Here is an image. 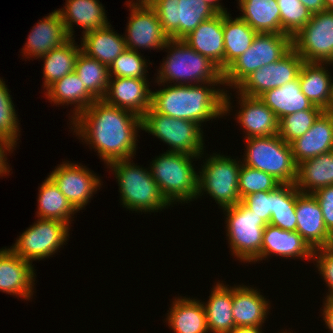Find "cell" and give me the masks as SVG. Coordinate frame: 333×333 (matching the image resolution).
I'll use <instances>...</instances> for the list:
<instances>
[{
    "instance_id": "8d00e7d4",
    "label": "cell",
    "mask_w": 333,
    "mask_h": 333,
    "mask_svg": "<svg viewBox=\"0 0 333 333\" xmlns=\"http://www.w3.org/2000/svg\"><path fill=\"white\" fill-rule=\"evenodd\" d=\"M81 51V45H77L74 38H71L59 48L50 50L45 56L40 58L44 61V91L55 81L74 72L76 59Z\"/></svg>"
},
{
    "instance_id": "cb8c5ba5",
    "label": "cell",
    "mask_w": 333,
    "mask_h": 333,
    "mask_svg": "<svg viewBox=\"0 0 333 333\" xmlns=\"http://www.w3.org/2000/svg\"><path fill=\"white\" fill-rule=\"evenodd\" d=\"M260 289L245 285L232 286V314L235 327L263 326L268 318L270 302Z\"/></svg>"
},
{
    "instance_id": "d590c367",
    "label": "cell",
    "mask_w": 333,
    "mask_h": 333,
    "mask_svg": "<svg viewBox=\"0 0 333 333\" xmlns=\"http://www.w3.org/2000/svg\"><path fill=\"white\" fill-rule=\"evenodd\" d=\"M37 218L54 219L71 225L78 212L48 176L39 187Z\"/></svg>"
},
{
    "instance_id": "e0dca14e",
    "label": "cell",
    "mask_w": 333,
    "mask_h": 333,
    "mask_svg": "<svg viewBox=\"0 0 333 333\" xmlns=\"http://www.w3.org/2000/svg\"><path fill=\"white\" fill-rule=\"evenodd\" d=\"M34 268L10 248L0 249V291L30 300L36 280Z\"/></svg>"
},
{
    "instance_id": "ac0fdd59",
    "label": "cell",
    "mask_w": 333,
    "mask_h": 333,
    "mask_svg": "<svg viewBox=\"0 0 333 333\" xmlns=\"http://www.w3.org/2000/svg\"><path fill=\"white\" fill-rule=\"evenodd\" d=\"M149 87L148 78H110L103 100L141 117L151 107L152 91Z\"/></svg>"
},
{
    "instance_id": "6f0895ef",
    "label": "cell",
    "mask_w": 333,
    "mask_h": 333,
    "mask_svg": "<svg viewBox=\"0 0 333 333\" xmlns=\"http://www.w3.org/2000/svg\"><path fill=\"white\" fill-rule=\"evenodd\" d=\"M285 331H286V332H285ZM285 331L283 330V332H281V333H289V332H287V330H285ZM279 333H280V332H279ZM290 333H291V331H290Z\"/></svg>"
},
{
    "instance_id": "5b68a950",
    "label": "cell",
    "mask_w": 333,
    "mask_h": 333,
    "mask_svg": "<svg viewBox=\"0 0 333 333\" xmlns=\"http://www.w3.org/2000/svg\"><path fill=\"white\" fill-rule=\"evenodd\" d=\"M202 156L166 151L150 163V173L171 205L197 199L198 173L192 163Z\"/></svg>"
},
{
    "instance_id": "ba28073f",
    "label": "cell",
    "mask_w": 333,
    "mask_h": 333,
    "mask_svg": "<svg viewBox=\"0 0 333 333\" xmlns=\"http://www.w3.org/2000/svg\"><path fill=\"white\" fill-rule=\"evenodd\" d=\"M201 126L190 120L162 115L151 107L141 116V130L170 146L167 152L185 153L191 156L204 154Z\"/></svg>"
},
{
    "instance_id": "1f68e13d",
    "label": "cell",
    "mask_w": 333,
    "mask_h": 333,
    "mask_svg": "<svg viewBox=\"0 0 333 333\" xmlns=\"http://www.w3.org/2000/svg\"><path fill=\"white\" fill-rule=\"evenodd\" d=\"M214 285L209 300L203 303L207 326L210 333H230L235 328L232 314V287L220 281Z\"/></svg>"
},
{
    "instance_id": "f546056e",
    "label": "cell",
    "mask_w": 333,
    "mask_h": 333,
    "mask_svg": "<svg viewBox=\"0 0 333 333\" xmlns=\"http://www.w3.org/2000/svg\"><path fill=\"white\" fill-rule=\"evenodd\" d=\"M45 98L55 105H74L71 121L86 110L97 100L82 84V81L74 72L65 75L55 81L45 91Z\"/></svg>"
},
{
    "instance_id": "836d02e7",
    "label": "cell",
    "mask_w": 333,
    "mask_h": 333,
    "mask_svg": "<svg viewBox=\"0 0 333 333\" xmlns=\"http://www.w3.org/2000/svg\"><path fill=\"white\" fill-rule=\"evenodd\" d=\"M238 4L242 12L239 17L257 33L285 34L276 0H240Z\"/></svg>"
},
{
    "instance_id": "d6986e66",
    "label": "cell",
    "mask_w": 333,
    "mask_h": 333,
    "mask_svg": "<svg viewBox=\"0 0 333 333\" xmlns=\"http://www.w3.org/2000/svg\"><path fill=\"white\" fill-rule=\"evenodd\" d=\"M296 231L315 250L332 244L333 235L327 230L321 207L313 194L297 189Z\"/></svg>"
},
{
    "instance_id": "d4e9b609",
    "label": "cell",
    "mask_w": 333,
    "mask_h": 333,
    "mask_svg": "<svg viewBox=\"0 0 333 333\" xmlns=\"http://www.w3.org/2000/svg\"><path fill=\"white\" fill-rule=\"evenodd\" d=\"M183 41L224 72L223 13L203 21Z\"/></svg>"
},
{
    "instance_id": "8fae6325",
    "label": "cell",
    "mask_w": 333,
    "mask_h": 333,
    "mask_svg": "<svg viewBox=\"0 0 333 333\" xmlns=\"http://www.w3.org/2000/svg\"><path fill=\"white\" fill-rule=\"evenodd\" d=\"M164 33L169 39L183 40L203 21L218 13L203 0H152Z\"/></svg>"
},
{
    "instance_id": "681fc988",
    "label": "cell",
    "mask_w": 333,
    "mask_h": 333,
    "mask_svg": "<svg viewBox=\"0 0 333 333\" xmlns=\"http://www.w3.org/2000/svg\"><path fill=\"white\" fill-rule=\"evenodd\" d=\"M322 316L326 327L333 333V299H324Z\"/></svg>"
},
{
    "instance_id": "816d5d0a",
    "label": "cell",
    "mask_w": 333,
    "mask_h": 333,
    "mask_svg": "<svg viewBox=\"0 0 333 333\" xmlns=\"http://www.w3.org/2000/svg\"><path fill=\"white\" fill-rule=\"evenodd\" d=\"M262 326L235 327L230 333H262Z\"/></svg>"
},
{
    "instance_id": "ab89813d",
    "label": "cell",
    "mask_w": 333,
    "mask_h": 333,
    "mask_svg": "<svg viewBox=\"0 0 333 333\" xmlns=\"http://www.w3.org/2000/svg\"><path fill=\"white\" fill-rule=\"evenodd\" d=\"M324 110H304L282 117L278 135L288 144L304 135Z\"/></svg>"
},
{
    "instance_id": "7bdbcfd3",
    "label": "cell",
    "mask_w": 333,
    "mask_h": 333,
    "mask_svg": "<svg viewBox=\"0 0 333 333\" xmlns=\"http://www.w3.org/2000/svg\"><path fill=\"white\" fill-rule=\"evenodd\" d=\"M238 180V190L241 200L252 193L271 191L281 184L268 173L248 167L242 163Z\"/></svg>"
},
{
    "instance_id": "44dd1931",
    "label": "cell",
    "mask_w": 333,
    "mask_h": 333,
    "mask_svg": "<svg viewBox=\"0 0 333 333\" xmlns=\"http://www.w3.org/2000/svg\"><path fill=\"white\" fill-rule=\"evenodd\" d=\"M314 250L303 239L297 231L283 230L279 227L267 224L263 233V241L260 254L252 261L265 260L270 256H280L282 258L301 257L306 260H313ZM265 258V259H264Z\"/></svg>"
},
{
    "instance_id": "f6af8a7d",
    "label": "cell",
    "mask_w": 333,
    "mask_h": 333,
    "mask_svg": "<svg viewBox=\"0 0 333 333\" xmlns=\"http://www.w3.org/2000/svg\"><path fill=\"white\" fill-rule=\"evenodd\" d=\"M313 261L328 287L325 299H333V244L314 250Z\"/></svg>"
},
{
    "instance_id": "484cf974",
    "label": "cell",
    "mask_w": 333,
    "mask_h": 333,
    "mask_svg": "<svg viewBox=\"0 0 333 333\" xmlns=\"http://www.w3.org/2000/svg\"><path fill=\"white\" fill-rule=\"evenodd\" d=\"M63 7V9L57 10L62 17L68 35L72 39L75 32L73 30L74 24L84 29L83 35L110 24L105 8L99 0H66Z\"/></svg>"
},
{
    "instance_id": "f907efd6",
    "label": "cell",
    "mask_w": 333,
    "mask_h": 333,
    "mask_svg": "<svg viewBox=\"0 0 333 333\" xmlns=\"http://www.w3.org/2000/svg\"><path fill=\"white\" fill-rule=\"evenodd\" d=\"M304 7H306L311 14L326 11L324 0H299Z\"/></svg>"
},
{
    "instance_id": "f35d334b",
    "label": "cell",
    "mask_w": 333,
    "mask_h": 333,
    "mask_svg": "<svg viewBox=\"0 0 333 333\" xmlns=\"http://www.w3.org/2000/svg\"><path fill=\"white\" fill-rule=\"evenodd\" d=\"M297 188L294 184H280L273 189V214L270 225L296 231Z\"/></svg>"
},
{
    "instance_id": "6da1fadb",
    "label": "cell",
    "mask_w": 333,
    "mask_h": 333,
    "mask_svg": "<svg viewBox=\"0 0 333 333\" xmlns=\"http://www.w3.org/2000/svg\"><path fill=\"white\" fill-rule=\"evenodd\" d=\"M70 125H73L70 129L76 136L92 146L106 165L136 155L141 117L131 111L99 99L74 118Z\"/></svg>"
},
{
    "instance_id": "11a10c76",
    "label": "cell",
    "mask_w": 333,
    "mask_h": 333,
    "mask_svg": "<svg viewBox=\"0 0 333 333\" xmlns=\"http://www.w3.org/2000/svg\"><path fill=\"white\" fill-rule=\"evenodd\" d=\"M152 0H136V2L133 0H129L128 2H126V4H149Z\"/></svg>"
},
{
    "instance_id": "ee69618b",
    "label": "cell",
    "mask_w": 333,
    "mask_h": 333,
    "mask_svg": "<svg viewBox=\"0 0 333 333\" xmlns=\"http://www.w3.org/2000/svg\"><path fill=\"white\" fill-rule=\"evenodd\" d=\"M5 81L0 77V136L17 146L19 140V120Z\"/></svg>"
},
{
    "instance_id": "30bf717a",
    "label": "cell",
    "mask_w": 333,
    "mask_h": 333,
    "mask_svg": "<svg viewBox=\"0 0 333 333\" xmlns=\"http://www.w3.org/2000/svg\"><path fill=\"white\" fill-rule=\"evenodd\" d=\"M222 210L227 216L226 236L231 254L241 262H252L261 252L263 233L267 223L241 201Z\"/></svg>"
},
{
    "instance_id": "ffe728a7",
    "label": "cell",
    "mask_w": 333,
    "mask_h": 333,
    "mask_svg": "<svg viewBox=\"0 0 333 333\" xmlns=\"http://www.w3.org/2000/svg\"><path fill=\"white\" fill-rule=\"evenodd\" d=\"M43 18L32 27L27 42L21 48L23 57L40 59L50 50L59 48L71 39L58 10Z\"/></svg>"
},
{
    "instance_id": "b9f144b4",
    "label": "cell",
    "mask_w": 333,
    "mask_h": 333,
    "mask_svg": "<svg viewBox=\"0 0 333 333\" xmlns=\"http://www.w3.org/2000/svg\"><path fill=\"white\" fill-rule=\"evenodd\" d=\"M280 8L281 28L292 38L310 21L312 14L299 0H276Z\"/></svg>"
},
{
    "instance_id": "f5cc1de1",
    "label": "cell",
    "mask_w": 333,
    "mask_h": 333,
    "mask_svg": "<svg viewBox=\"0 0 333 333\" xmlns=\"http://www.w3.org/2000/svg\"><path fill=\"white\" fill-rule=\"evenodd\" d=\"M206 4H208L210 7H212L217 13H228L226 8L224 6H221V3H219V0H203Z\"/></svg>"
},
{
    "instance_id": "9f6ffc18",
    "label": "cell",
    "mask_w": 333,
    "mask_h": 333,
    "mask_svg": "<svg viewBox=\"0 0 333 333\" xmlns=\"http://www.w3.org/2000/svg\"><path fill=\"white\" fill-rule=\"evenodd\" d=\"M326 11H333V0H324Z\"/></svg>"
},
{
    "instance_id": "3957f363",
    "label": "cell",
    "mask_w": 333,
    "mask_h": 333,
    "mask_svg": "<svg viewBox=\"0 0 333 333\" xmlns=\"http://www.w3.org/2000/svg\"><path fill=\"white\" fill-rule=\"evenodd\" d=\"M164 48L168 55L159 67L158 85H194L223 82V72L209 58L201 55L183 40L169 39ZM170 50V51H169ZM169 82V83H168Z\"/></svg>"
},
{
    "instance_id": "d6a6232c",
    "label": "cell",
    "mask_w": 333,
    "mask_h": 333,
    "mask_svg": "<svg viewBox=\"0 0 333 333\" xmlns=\"http://www.w3.org/2000/svg\"><path fill=\"white\" fill-rule=\"evenodd\" d=\"M326 67V63L304 62L298 78L301 91L310 102L329 112L332 76Z\"/></svg>"
},
{
    "instance_id": "5bb4252c",
    "label": "cell",
    "mask_w": 333,
    "mask_h": 333,
    "mask_svg": "<svg viewBox=\"0 0 333 333\" xmlns=\"http://www.w3.org/2000/svg\"><path fill=\"white\" fill-rule=\"evenodd\" d=\"M303 58L292 48L284 57L262 66L249 75L236 89L249 97H259L264 92L283 86L298 78Z\"/></svg>"
},
{
    "instance_id": "7402d4cb",
    "label": "cell",
    "mask_w": 333,
    "mask_h": 333,
    "mask_svg": "<svg viewBox=\"0 0 333 333\" xmlns=\"http://www.w3.org/2000/svg\"><path fill=\"white\" fill-rule=\"evenodd\" d=\"M240 110L235 119L242 125L245 138L266 137L278 134L279 120L259 97H249L238 91ZM237 117V118H236Z\"/></svg>"
},
{
    "instance_id": "e575fe53",
    "label": "cell",
    "mask_w": 333,
    "mask_h": 333,
    "mask_svg": "<svg viewBox=\"0 0 333 333\" xmlns=\"http://www.w3.org/2000/svg\"><path fill=\"white\" fill-rule=\"evenodd\" d=\"M223 13L224 71L250 46L257 32L239 16Z\"/></svg>"
},
{
    "instance_id": "7a4b0ae2",
    "label": "cell",
    "mask_w": 333,
    "mask_h": 333,
    "mask_svg": "<svg viewBox=\"0 0 333 333\" xmlns=\"http://www.w3.org/2000/svg\"><path fill=\"white\" fill-rule=\"evenodd\" d=\"M166 85H163V89L152 91L151 97V108L165 116L202 125L211 119L227 115L233 107L228 91L224 88L216 89L218 85L224 86L223 82Z\"/></svg>"
},
{
    "instance_id": "bcb514c9",
    "label": "cell",
    "mask_w": 333,
    "mask_h": 333,
    "mask_svg": "<svg viewBox=\"0 0 333 333\" xmlns=\"http://www.w3.org/2000/svg\"><path fill=\"white\" fill-rule=\"evenodd\" d=\"M241 202L265 223H270L273 214V190L249 194Z\"/></svg>"
},
{
    "instance_id": "277c9868",
    "label": "cell",
    "mask_w": 333,
    "mask_h": 333,
    "mask_svg": "<svg viewBox=\"0 0 333 333\" xmlns=\"http://www.w3.org/2000/svg\"><path fill=\"white\" fill-rule=\"evenodd\" d=\"M132 158L111 162L107 168L112 169L118 181L120 203L131 211L158 212L170 207V203L161 193L150 170L137 166Z\"/></svg>"
},
{
    "instance_id": "c3c4849f",
    "label": "cell",
    "mask_w": 333,
    "mask_h": 333,
    "mask_svg": "<svg viewBox=\"0 0 333 333\" xmlns=\"http://www.w3.org/2000/svg\"><path fill=\"white\" fill-rule=\"evenodd\" d=\"M16 145L11 141L7 140L5 137L0 136V177L8 175L11 171L10 166L7 161V154L13 152ZM8 152V153H7Z\"/></svg>"
},
{
    "instance_id": "74e56055",
    "label": "cell",
    "mask_w": 333,
    "mask_h": 333,
    "mask_svg": "<svg viewBox=\"0 0 333 333\" xmlns=\"http://www.w3.org/2000/svg\"><path fill=\"white\" fill-rule=\"evenodd\" d=\"M75 73L85 88L97 99H103L109 85V67L88 57L82 51L75 63Z\"/></svg>"
},
{
    "instance_id": "9a60e30c",
    "label": "cell",
    "mask_w": 333,
    "mask_h": 333,
    "mask_svg": "<svg viewBox=\"0 0 333 333\" xmlns=\"http://www.w3.org/2000/svg\"><path fill=\"white\" fill-rule=\"evenodd\" d=\"M48 176L77 211L85 208L93 194L102 187L100 177L80 163L64 161Z\"/></svg>"
},
{
    "instance_id": "7dc6e473",
    "label": "cell",
    "mask_w": 333,
    "mask_h": 333,
    "mask_svg": "<svg viewBox=\"0 0 333 333\" xmlns=\"http://www.w3.org/2000/svg\"><path fill=\"white\" fill-rule=\"evenodd\" d=\"M313 195L321 207L324 224L333 235V185L320 188Z\"/></svg>"
},
{
    "instance_id": "8992f818",
    "label": "cell",
    "mask_w": 333,
    "mask_h": 333,
    "mask_svg": "<svg viewBox=\"0 0 333 333\" xmlns=\"http://www.w3.org/2000/svg\"><path fill=\"white\" fill-rule=\"evenodd\" d=\"M246 140L242 164L264 171L281 184H294L297 164L290 144L278 134L266 137H252Z\"/></svg>"
},
{
    "instance_id": "4dcf8cb0",
    "label": "cell",
    "mask_w": 333,
    "mask_h": 333,
    "mask_svg": "<svg viewBox=\"0 0 333 333\" xmlns=\"http://www.w3.org/2000/svg\"><path fill=\"white\" fill-rule=\"evenodd\" d=\"M295 187L306 194L333 185V151L307 159L297 165Z\"/></svg>"
},
{
    "instance_id": "83f0119b",
    "label": "cell",
    "mask_w": 333,
    "mask_h": 333,
    "mask_svg": "<svg viewBox=\"0 0 333 333\" xmlns=\"http://www.w3.org/2000/svg\"><path fill=\"white\" fill-rule=\"evenodd\" d=\"M259 99L275 113L278 120L304 110H323L313 105L302 93L299 78L264 92Z\"/></svg>"
},
{
    "instance_id": "4fadbf2b",
    "label": "cell",
    "mask_w": 333,
    "mask_h": 333,
    "mask_svg": "<svg viewBox=\"0 0 333 333\" xmlns=\"http://www.w3.org/2000/svg\"><path fill=\"white\" fill-rule=\"evenodd\" d=\"M293 48L305 62L333 66V11L312 14L293 37Z\"/></svg>"
},
{
    "instance_id": "2e32d148",
    "label": "cell",
    "mask_w": 333,
    "mask_h": 333,
    "mask_svg": "<svg viewBox=\"0 0 333 333\" xmlns=\"http://www.w3.org/2000/svg\"><path fill=\"white\" fill-rule=\"evenodd\" d=\"M130 18L126 25V47L137 51L163 50L169 37L164 33L156 11L149 4H127Z\"/></svg>"
},
{
    "instance_id": "9c48e42d",
    "label": "cell",
    "mask_w": 333,
    "mask_h": 333,
    "mask_svg": "<svg viewBox=\"0 0 333 333\" xmlns=\"http://www.w3.org/2000/svg\"><path fill=\"white\" fill-rule=\"evenodd\" d=\"M209 156L198 172L197 198L206 192L220 208L236 205L241 201L238 190L241 160L220 153Z\"/></svg>"
},
{
    "instance_id": "60d3db41",
    "label": "cell",
    "mask_w": 333,
    "mask_h": 333,
    "mask_svg": "<svg viewBox=\"0 0 333 333\" xmlns=\"http://www.w3.org/2000/svg\"><path fill=\"white\" fill-rule=\"evenodd\" d=\"M140 53L126 48L109 66L110 78H146L147 64L152 63H148Z\"/></svg>"
},
{
    "instance_id": "7c38bea8",
    "label": "cell",
    "mask_w": 333,
    "mask_h": 333,
    "mask_svg": "<svg viewBox=\"0 0 333 333\" xmlns=\"http://www.w3.org/2000/svg\"><path fill=\"white\" fill-rule=\"evenodd\" d=\"M69 229L70 225L62 221L38 218L20 234L10 249L31 263L34 260H45L65 245L70 235Z\"/></svg>"
},
{
    "instance_id": "4316f807",
    "label": "cell",
    "mask_w": 333,
    "mask_h": 333,
    "mask_svg": "<svg viewBox=\"0 0 333 333\" xmlns=\"http://www.w3.org/2000/svg\"><path fill=\"white\" fill-rule=\"evenodd\" d=\"M180 296L173 299L166 322L174 333H208L203 302Z\"/></svg>"
},
{
    "instance_id": "f1b7e54d",
    "label": "cell",
    "mask_w": 333,
    "mask_h": 333,
    "mask_svg": "<svg viewBox=\"0 0 333 333\" xmlns=\"http://www.w3.org/2000/svg\"><path fill=\"white\" fill-rule=\"evenodd\" d=\"M82 36V52L108 67L127 48L124 36L117 34L111 24Z\"/></svg>"
},
{
    "instance_id": "52a82bcc",
    "label": "cell",
    "mask_w": 333,
    "mask_h": 333,
    "mask_svg": "<svg viewBox=\"0 0 333 333\" xmlns=\"http://www.w3.org/2000/svg\"><path fill=\"white\" fill-rule=\"evenodd\" d=\"M292 48L293 38L287 34L257 33L250 48L223 72L224 86L236 89L254 71L280 60Z\"/></svg>"
},
{
    "instance_id": "603a6c76",
    "label": "cell",
    "mask_w": 333,
    "mask_h": 333,
    "mask_svg": "<svg viewBox=\"0 0 333 333\" xmlns=\"http://www.w3.org/2000/svg\"><path fill=\"white\" fill-rule=\"evenodd\" d=\"M295 163L333 151V113L324 111L313 126L290 143Z\"/></svg>"
},
{
    "instance_id": "db71d44e",
    "label": "cell",
    "mask_w": 333,
    "mask_h": 333,
    "mask_svg": "<svg viewBox=\"0 0 333 333\" xmlns=\"http://www.w3.org/2000/svg\"><path fill=\"white\" fill-rule=\"evenodd\" d=\"M329 112L333 113V77L331 80V97L329 101Z\"/></svg>"
}]
</instances>
